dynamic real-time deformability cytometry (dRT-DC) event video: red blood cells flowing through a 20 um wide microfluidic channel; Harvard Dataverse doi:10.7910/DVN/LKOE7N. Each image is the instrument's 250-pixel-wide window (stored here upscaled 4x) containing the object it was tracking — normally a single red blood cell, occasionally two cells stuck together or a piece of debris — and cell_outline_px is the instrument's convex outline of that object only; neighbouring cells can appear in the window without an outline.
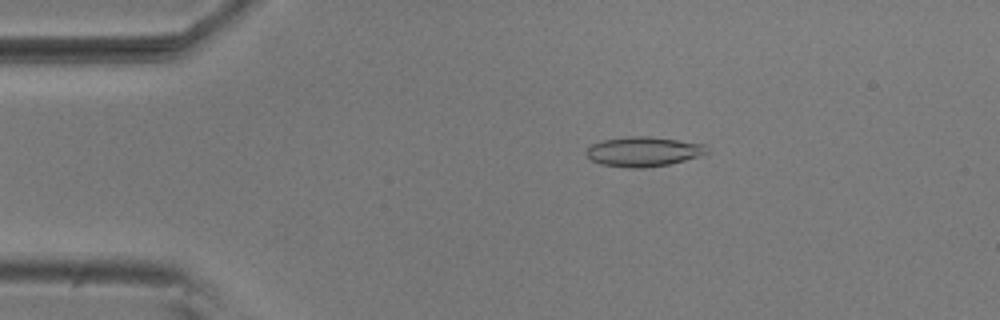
{"species": "common noctule bat (a hibernating species)", "species_latin": "Nyctalus noctula", "temperature_condition": "room temperature", "stored_images_in_passage": 45, "camera_frame_rate_fps": 3000, "um_per_image_px": 0.085, "animal": {"sex": "male", "body_mass_g": 20.5, "forearm_length_mm": 52.5}, "frame": {"image": 1, "passage_image": 1, "time_ms": 0.0, "image_size_px": [1000, 320], "cell_outline_px": [[708, 152], [700, 156], [668, 164], [648, 168], [628, 168], [600, 164], [592, 160], [588, 156], [588, 148], [592, 144], [604, 140], [632, 136], [648, 136], [704, 144], [708, 148]], "centroid_in_image_um": [54.71, 12.89], "position_along_channel_um": 30.3, "area_um2": 20.63}}
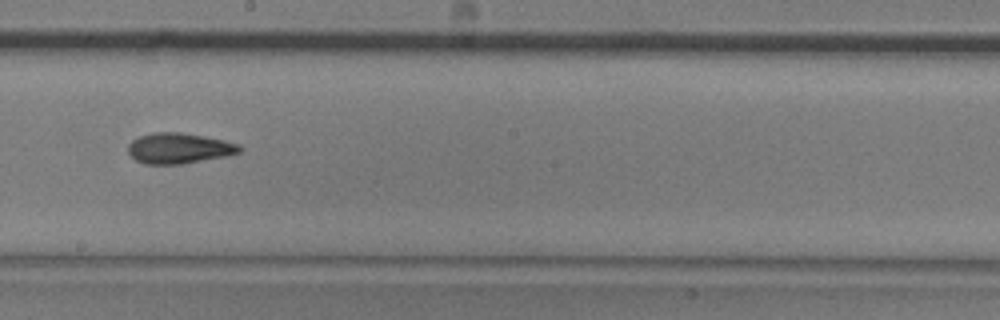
{"frame": {"image": 2, "passage_image": 21, "time_ms": 6.667, "image_size_px": [1000, 320], "cell_outline_px": [[244, 148], [240, 152], [224, 156], [184, 164], [144, 164], [136, 160], [128, 152], [128, 144], [136, 136], [152, 132], [180, 132], [204, 136], [224, 140], [240, 144]], "centroid_in_image_um": [15.2, 12.59], "position_along_channel_um": 233.0, "area_um2": 20.06}}
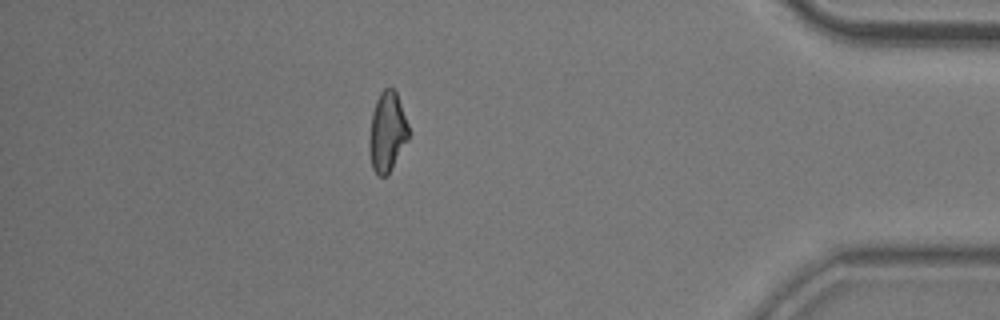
{"frame": {"image": 3, "passage_image": 38, "time_ms": 12.333, "image_size_px": [1000, 320], "cell_outline_px": [[412, 132], [408, 140], [388, 176], [380, 176], [372, 168], [368, 148], [368, 140], [372, 112], [376, 100], [380, 92], [384, 88], [392, 88], [396, 92]], "centroid_in_image_um": [32.92, 11.23], "position_along_channel_um": 402.3, "area_um2": 18.73}, "authors_computed_cell_mechanics": {"area_um2": 19.363, "velocity_mm_per_s": 3.7331, "shape_relaxation_time_tau1_ms": 8.5009, "shape_relaxation_time_tau2_ms": 2.9316, "deformation_change_tau1": 0.2049, "deformation_change_tau2": 0.1062}}